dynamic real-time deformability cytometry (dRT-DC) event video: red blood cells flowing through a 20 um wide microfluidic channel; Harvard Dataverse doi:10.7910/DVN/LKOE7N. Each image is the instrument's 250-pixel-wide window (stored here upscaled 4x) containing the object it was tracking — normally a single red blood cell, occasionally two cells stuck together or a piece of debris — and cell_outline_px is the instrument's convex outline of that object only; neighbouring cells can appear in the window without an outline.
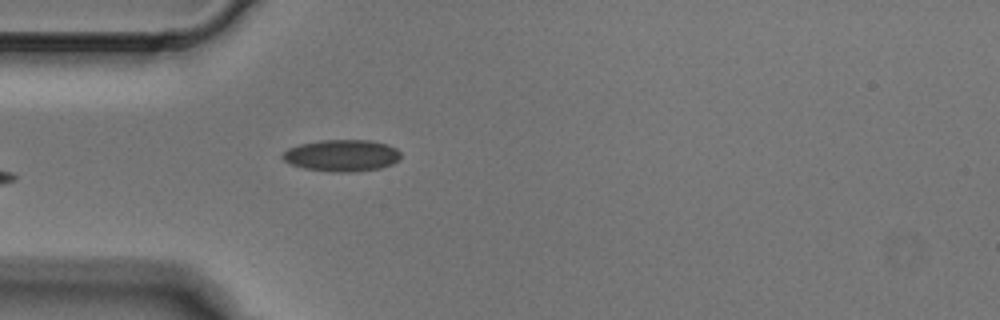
{"species": "Egyptian fruit bat (a non-hibernating species)", "species_latin": "Rousettus aegyptiacus", "temperature_condition": "cold", "stored_images_in_passage": 5, "camera_frame_rate_fps": 3000, "um_per_image_px": 0.085, "animal": {"sex": "male"}, "frame": {"image": 1, "passage_image": 5, "time_ms": 1.333, "image_size_px": [1000, 320], "cell_outline_px": [[400, 156], [392, 164], [380, 168], [344, 172], [340, 172], [304, 168], [292, 164], [284, 160], [280, 156], [288, 148], [300, 144], [320, 140], [368, 140], [388, 144], [396, 148], [400, 152]], "centroid_in_image_um": [29.04, 13.2], "position_along_channel_um": 56.0, "area_um2": 21.56}}